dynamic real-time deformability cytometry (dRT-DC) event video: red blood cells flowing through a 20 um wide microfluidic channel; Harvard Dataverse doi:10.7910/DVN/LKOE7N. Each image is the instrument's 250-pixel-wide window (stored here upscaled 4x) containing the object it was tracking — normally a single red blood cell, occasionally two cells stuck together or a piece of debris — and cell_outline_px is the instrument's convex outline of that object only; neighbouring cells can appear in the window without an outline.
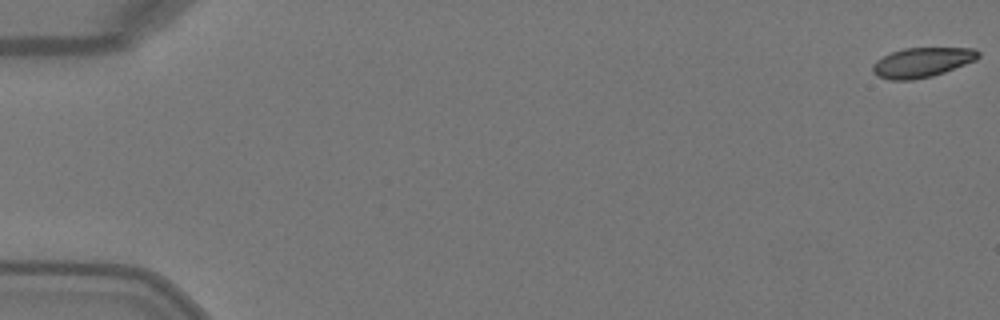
{"species": "Egyptian fruit bat (a non-hibernating species)", "species_latin": "Rousettus aegyptiacus", "temperature_condition": "warm", "stored_images_in_passage": 51, "camera_frame_rate_fps": 3000, "um_per_image_px": 0.085, "animal": {"sex": "female"}, "frame": {"image": 1, "passage_image": 1, "time_ms": 0.0, "image_size_px": [1000, 320], "cell_outline_px": [[980, 56], [976, 60], [944, 72], [932, 76], [912, 80], [888, 80], [876, 76], [872, 72], [872, 64], [876, 60], [892, 52], [904, 48], [976, 48], [980, 52]], "centroid_in_image_um": [78.36, 5.31], "position_along_channel_um": 6.6, "area_um2": 18.38}}
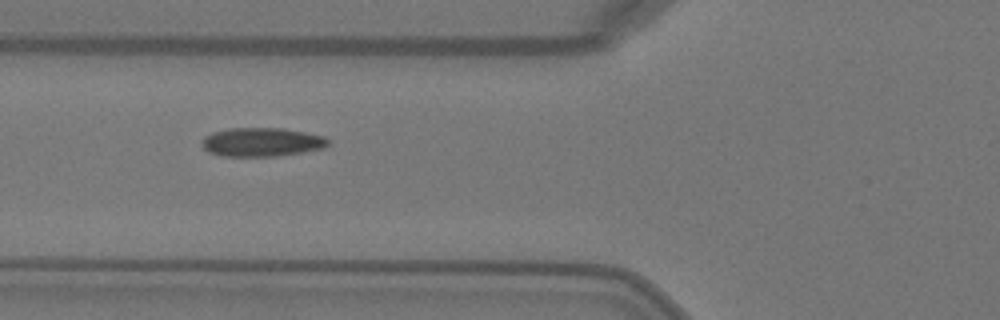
{"frame": {"image": 2, "passage_image": 20, "time_ms": 6.333, "image_size_px": [1000, 320], "cell_outline_px": [[328, 144], [324, 148], [276, 156], [224, 156], [208, 152], [204, 148], [204, 136], [212, 132], [228, 128], [284, 128], [324, 136], [328, 140]], "centroid_in_image_um": [22.24, 12.07], "position_along_channel_um": 103.6, "area_um2": 20.98}}
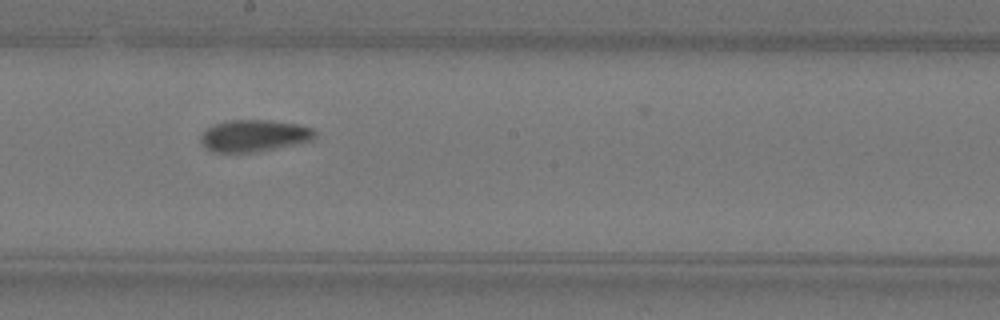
{"frame": {"image": 3, "passage_image": 29, "time_ms": 9.333, "image_size_px": [1000, 320], "cell_outline_px": [[316, 136], [312, 140], [296, 144], [260, 152], [212, 152], [200, 140], [200, 136], [204, 128], [212, 124], [228, 120], [272, 120], [300, 124], [312, 128], [316, 132]], "centroid_in_image_um": [21.6, 11.52], "position_along_channel_um": 226.6, "area_um2": 21.56}}